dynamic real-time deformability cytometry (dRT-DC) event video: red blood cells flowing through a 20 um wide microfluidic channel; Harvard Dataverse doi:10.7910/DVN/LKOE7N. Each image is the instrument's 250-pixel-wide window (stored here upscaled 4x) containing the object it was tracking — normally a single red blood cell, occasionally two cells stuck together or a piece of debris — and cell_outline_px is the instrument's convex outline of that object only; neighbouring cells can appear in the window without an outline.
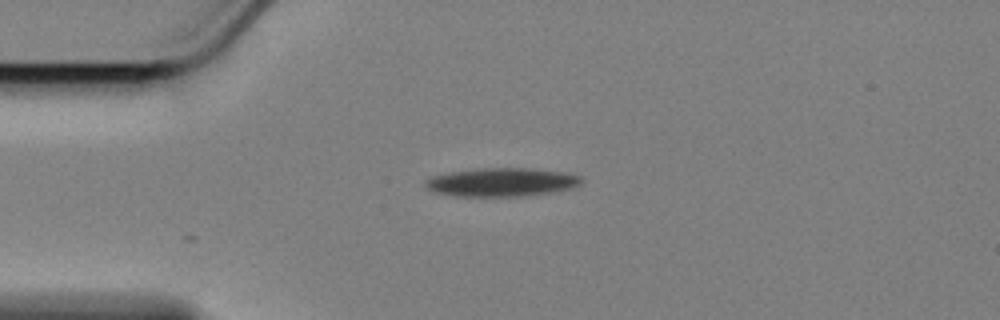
{"species": "Egyptian fruit bat (a non-hibernating species)", "species_latin": "Rousettus aegyptiacus", "temperature_condition": "cold", "stored_images_in_passage": 3, "camera_frame_rate_fps": 3000, "um_per_image_px": 0.085, "animal": {"sex": "female"}, "frame": {"image": 1, "passage_image": 1, "time_ms": 0.0, "image_size_px": [1000, 320], "cell_outline_px": [[584, 180], [580, 184], [572, 188], [524, 196], [456, 196], [436, 192], [428, 188], [424, 184], [424, 180], [432, 176], [448, 172], [480, 168], [528, 168], [564, 172], [580, 176]], "centroid_in_image_um": [42.62, 15.48], "position_along_channel_um": 42.4, "area_um2": 25.84}}